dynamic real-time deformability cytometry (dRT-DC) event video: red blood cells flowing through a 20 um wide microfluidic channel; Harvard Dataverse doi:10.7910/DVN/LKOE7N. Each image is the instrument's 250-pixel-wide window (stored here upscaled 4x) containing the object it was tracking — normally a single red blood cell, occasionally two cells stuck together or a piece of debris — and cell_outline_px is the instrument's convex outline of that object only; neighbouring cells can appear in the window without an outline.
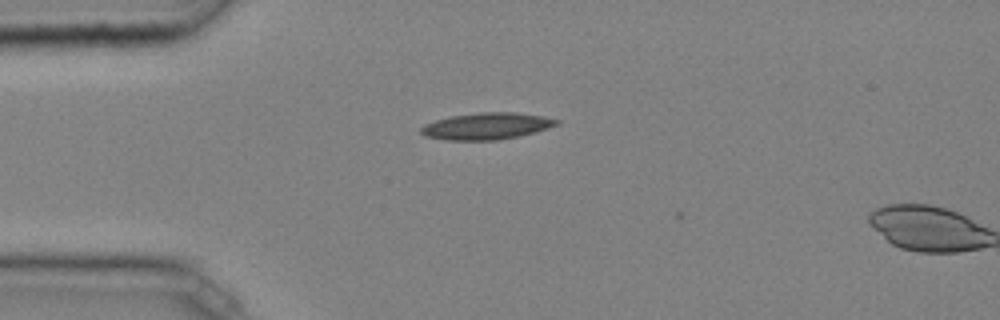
{"species": "common noctule bat (a hibernating species)", "species_latin": "Nyctalus noctula", "temperature_condition": "cold", "stored_images_in_passage": 2, "camera_frame_rate_fps": 3000, "um_per_image_px": 0.085, "animal": {"sex": "male", "body_mass_g": 20.4}, "frame": {"image": 1, "passage_image": 1, "time_ms": 0.0, "image_size_px": [1000, 320], "cell_outline_px": [[560, 124], [536, 132], [520, 136], [496, 140], [444, 140], [424, 136], [420, 132], [420, 128], [424, 124], [436, 120], [452, 116], [480, 112], [512, 112], [544, 116], [560, 120]], "centroid_in_image_um": [41.37, 10.72], "position_along_channel_um": 43.6, "area_um2": 21.21}}